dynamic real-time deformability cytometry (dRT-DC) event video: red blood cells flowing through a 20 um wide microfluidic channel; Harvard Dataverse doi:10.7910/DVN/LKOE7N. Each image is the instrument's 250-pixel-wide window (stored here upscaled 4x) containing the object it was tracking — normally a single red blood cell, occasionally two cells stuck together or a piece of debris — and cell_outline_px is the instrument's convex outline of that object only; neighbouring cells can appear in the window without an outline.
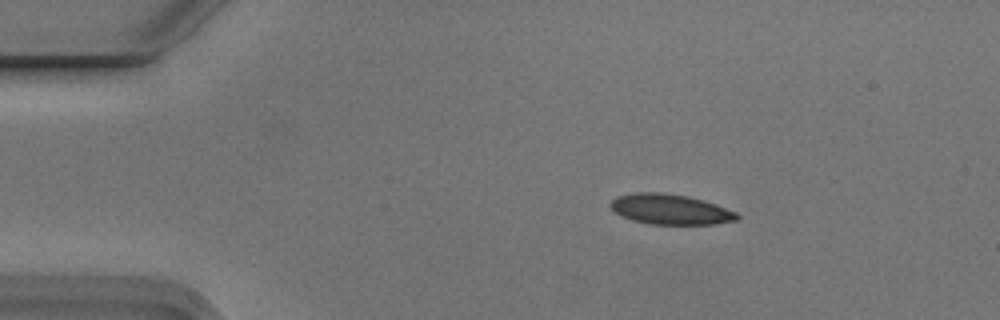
{"species": "Egyptian fruit bat (a non-hibernating species)", "species_latin": "Rousettus aegyptiacus", "temperature_condition": "cold", "stored_images_in_passage": 4, "camera_frame_rate_fps": 3000, "um_per_image_px": 0.085, "animal": {"sex": "male"}, "frame": {"image": 1, "passage_image": 2, "time_ms": 0.333, "image_size_px": [1000, 320], "cell_outline_px": [[740, 216], [736, 220], [716, 224], [648, 224], [632, 220], [620, 216], [608, 204], [616, 196], [636, 192], [660, 192], [688, 196], [704, 200], [716, 204], [736, 212]], "centroid_in_image_um": [56.96, 17.79], "position_along_channel_um": 28.0, "area_um2": 22.43}}
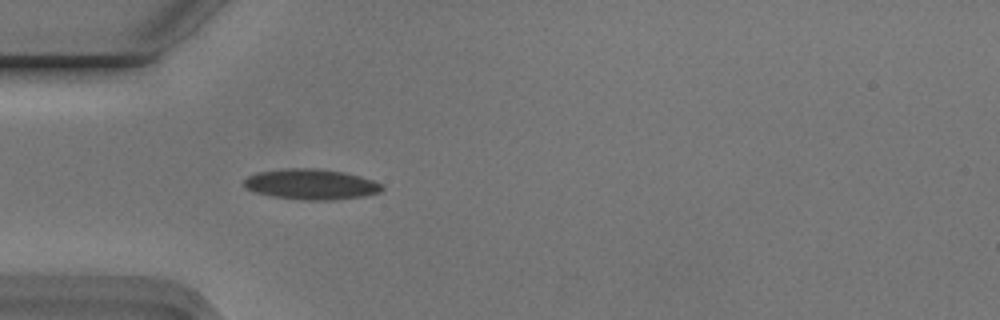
{"frame": {"image": 2, "passage_image": 4, "time_ms": 1.0, "image_size_px": [1000, 320], "cell_outline_px": [[384, 188], [380, 192], [364, 196], [332, 200], [300, 200], [272, 196], [256, 192], [244, 188], [244, 180], [248, 176], [256, 172], [288, 168], [316, 168], [344, 172], [360, 176], [384, 184]], "centroid_in_image_um": [26.45, 15.66], "position_along_channel_um": 58.6, "area_um2": 24.68}}